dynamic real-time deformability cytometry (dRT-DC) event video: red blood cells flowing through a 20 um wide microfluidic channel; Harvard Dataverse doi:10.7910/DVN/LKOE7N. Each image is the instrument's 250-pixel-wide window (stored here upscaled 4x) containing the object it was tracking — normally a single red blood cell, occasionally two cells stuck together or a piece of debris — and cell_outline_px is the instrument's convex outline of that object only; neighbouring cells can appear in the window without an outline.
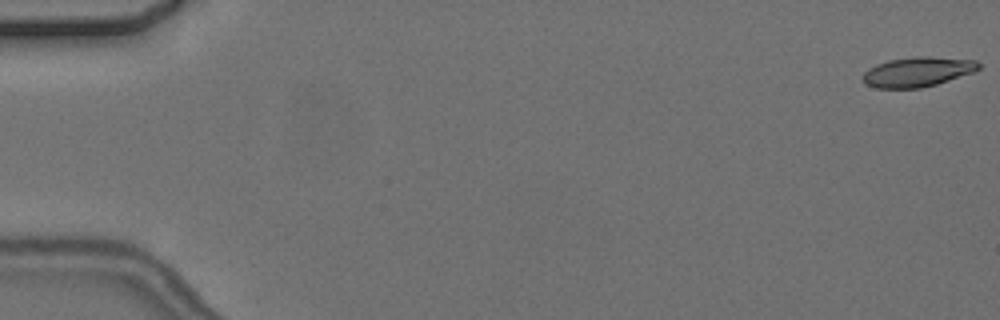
{"species": "common noctule bat (a hibernating species)", "species_latin": "Nyctalus noctula", "temperature_condition": "cold", "stored_images_in_passage": 5, "camera_frame_rate_fps": 3000, "um_per_image_px": 0.085, "animal": {"sex": "female", "body_mass_g": 24.6, "forearm_length_mm": 56.2}, "frame": {"image": 1, "passage_image": 1, "time_ms": 0.0, "image_size_px": [1000, 320], "cell_outline_px": [[980, 68], [972, 72], [936, 84], [920, 88], [876, 88], [868, 84], [864, 80], [864, 72], [868, 68], [876, 64], [888, 60], [916, 56], [928, 56], [976, 60], [980, 64]], "centroid_in_image_um": [77.99, 6.09], "position_along_channel_um": 7.0, "area_um2": 19.88}}